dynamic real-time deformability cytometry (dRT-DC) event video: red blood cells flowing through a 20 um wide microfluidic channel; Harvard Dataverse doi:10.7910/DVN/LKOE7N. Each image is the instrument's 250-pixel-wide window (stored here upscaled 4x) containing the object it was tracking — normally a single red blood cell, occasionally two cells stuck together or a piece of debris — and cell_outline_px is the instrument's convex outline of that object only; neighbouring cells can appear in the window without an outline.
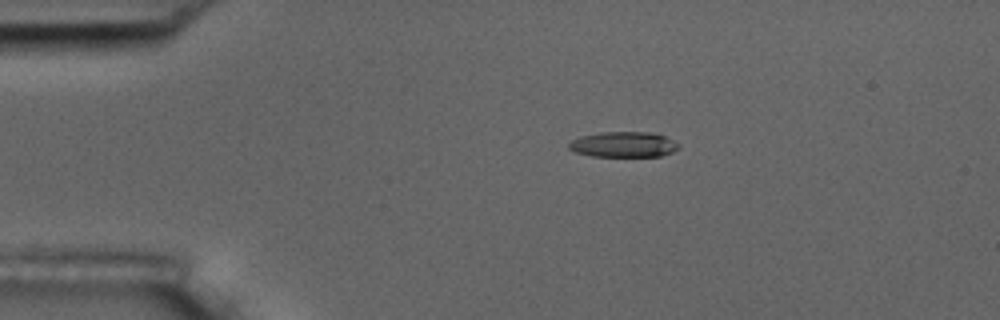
{"species": "common noctule bat (a hibernating species)", "species_latin": "Nyctalus noctula", "temperature_condition": "room temperature", "stored_images_in_passage": 15, "camera_frame_rate_fps": 3000, "um_per_image_px": 0.085, "animal": {"sex": "male", "body_mass_g": 17.5, "forearm_length_mm": 52.3}, "frame": {"image": 1, "passage_image": 3, "time_ms": 0.667, "image_size_px": [1000, 320], "cell_outline_px": [[680, 148], [672, 152], [660, 156], [592, 156], [576, 152], [568, 148], [568, 144], [572, 140], [580, 136], [600, 132], [648, 132], [664, 136], [680, 144]], "centroid_in_image_um": [53.0, 12.28], "position_along_channel_um": 32.0, "area_um2": 16.24}}
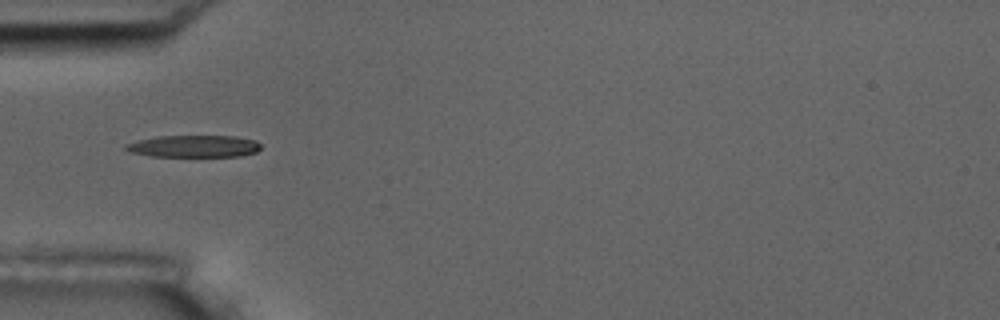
{"frame": {"image": 2, "passage_image": 5, "time_ms": 1.333, "image_size_px": [1000, 320], "cell_outline_px": [[260, 148], [256, 152], [240, 156], [152, 156], [132, 152], [124, 148], [124, 144], [136, 140], [156, 136], [236, 136], [256, 140], [260, 144]], "centroid_in_image_um": [16.47, 12.42], "position_along_channel_um": 68.5, "area_um2": 17.34}}
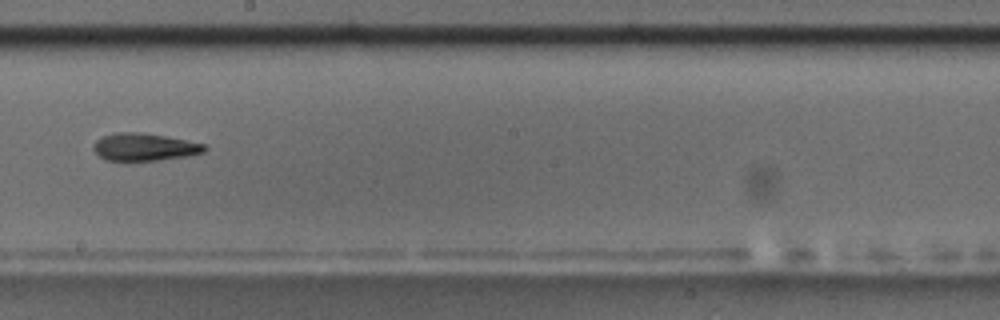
{"frame": {"image": 3, "passage_image": 9, "time_ms": 2.667, "image_size_px": [1000, 320], "cell_outline_px": [[208, 148], [204, 152], [188, 156], [160, 160], [104, 160], [92, 148], [92, 144], [96, 140], [104, 136], [116, 132], [140, 132], [164, 136], [204, 144]], "centroid_in_image_um": [12.26, 12.49], "position_along_channel_um": 235.9, "area_um2": 17.69}}